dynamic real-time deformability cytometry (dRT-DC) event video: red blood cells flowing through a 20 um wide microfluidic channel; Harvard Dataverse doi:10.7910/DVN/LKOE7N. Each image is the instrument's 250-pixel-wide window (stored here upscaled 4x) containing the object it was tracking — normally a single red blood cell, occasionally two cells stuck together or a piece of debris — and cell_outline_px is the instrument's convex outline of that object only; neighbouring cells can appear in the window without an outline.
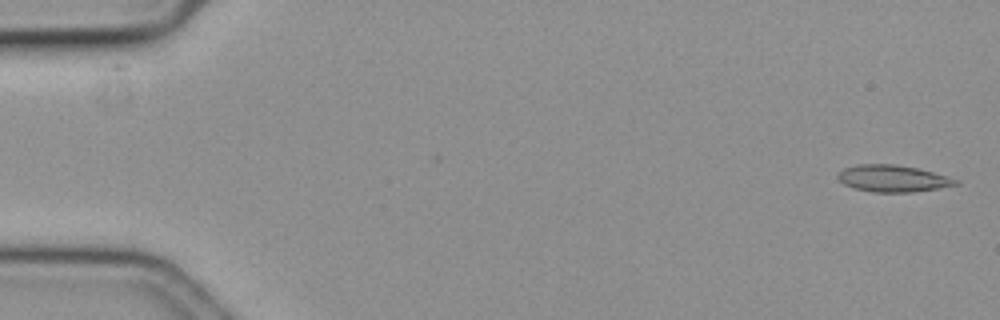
{"species": "common noctule bat (a hibernating species)", "species_latin": "Nyctalus noctula", "temperature_condition": "cold", "stored_images_in_passage": 18, "camera_frame_rate_fps": 3000, "um_per_image_px": 0.085, "animal": {"sex": "female", "body_mass_g": 19.3, "forearm_length_mm": 54.1}, "frame": {"image": 1, "passage_image": 2, "time_ms": 0.333, "image_size_px": [1000, 320], "cell_outline_px": [[960, 184], [912, 192], [872, 192], [852, 188], [844, 184], [836, 176], [844, 168], [856, 164], [896, 164], [916, 168], [932, 172], [960, 180]], "centroid_in_image_um": [75.86, 15.17], "position_along_channel_um": 9.1, "area_um2": 18.32}}
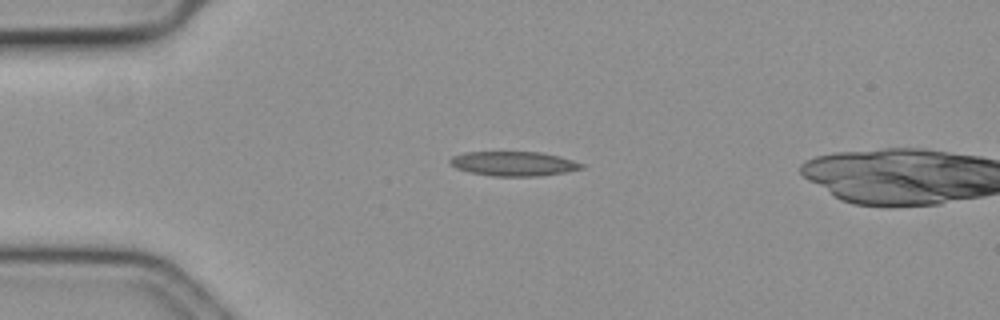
{"frame": {"image": 2, "passage_image": 15, "time_ms": 4.667, "image_size_px": [1000, 320], "cell_outline_px": [[584, 168], [564, 172], [540, 176], [492, 176], [468, 172], [456, 168], [448, 160], [452, 156], [464, 152], [540, 152], [560, 156], [584, 164]], "centroid_in_image_um": [43.65, 13.91], "position_along_channel_um": 41.4, "area_um2": 18.79}}